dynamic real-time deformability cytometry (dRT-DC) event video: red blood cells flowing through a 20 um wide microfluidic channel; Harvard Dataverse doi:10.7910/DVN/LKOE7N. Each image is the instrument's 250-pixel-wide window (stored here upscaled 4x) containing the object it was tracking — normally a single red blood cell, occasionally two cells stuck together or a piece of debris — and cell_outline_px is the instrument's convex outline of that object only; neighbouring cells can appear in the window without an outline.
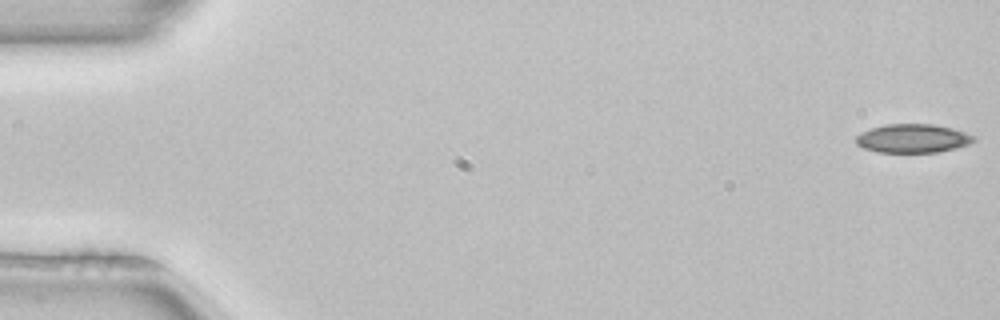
{"species": "common noctule bat (a hibernating species)", "species_latin": "Nyctalus noctula", "temperature_condition": "room temperature", "stored_images_in_passage": 4, "camera_frame_rate_fps": 3000, "um_per_image_px": 0.085, "animal": {"sex": "female", "body_mass_g": 22.7, "forearm_length_mm": 54.2}, "frame": {"image": 1, "passage_image": 1, "time_ms": 0.0, "image_size_px": [1000, 320], "cell_outline_px": [[976, 140], [968, 144], [956, 148], [936, 152], [876, 152], [864, 148], [856, 144], [856, 136], [860, 132], [868, 128], [884, 124], [932, 124], [952, 128], [976, 136]], "centroid_in_image_um": [77.55, 11.76], "position_along_channel_um": 7.4, "area_um2": 19.83}}